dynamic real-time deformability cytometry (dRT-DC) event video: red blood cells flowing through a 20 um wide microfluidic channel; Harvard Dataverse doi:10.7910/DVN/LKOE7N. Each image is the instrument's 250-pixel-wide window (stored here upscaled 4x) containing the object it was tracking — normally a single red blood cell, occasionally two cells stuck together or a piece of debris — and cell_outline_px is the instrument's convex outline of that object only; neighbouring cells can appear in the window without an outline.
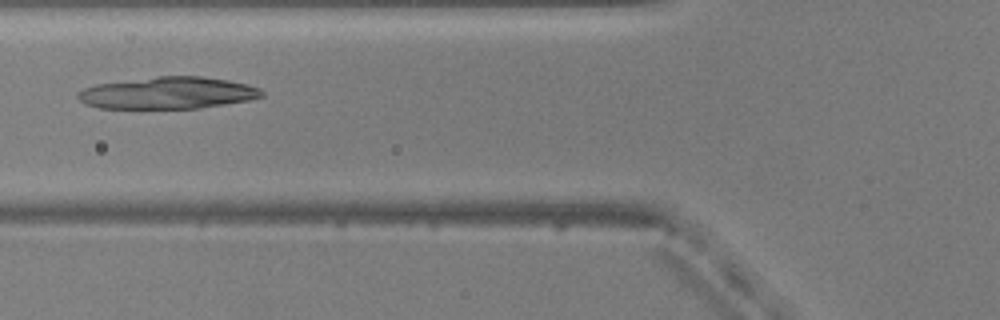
{"species": "common noctule bat (a hibernating species)", "species_latin": "Nyctalus noctula", "temperature_condition": "warm", "stored_images_in_passage": 15, "camera_frame_rate_fps": 3000, "um_per_image_px": 0.085, "animal": {"sex": "male", "body_mass_g": 20.5, "forearm_length_mm": 52.5}, "frame": {"image": 1, "passage_image": 6, "time_ms": 1.667, "image_size_px": [1000, 320], "cell_outline_px": [[264, 96], [248, 100], [200, 108], [100, 108], [84, 104], [76, 96], [76, 92], [84, 88], [96, 84], [156, 76], [200, 76], [228, 80], [248, 84], [260, 88], [264, 92]], "centroid_in_image_um": [14.25, 7.89], "position_along_channel_um": 111.5, "area_um2": 34.28}}
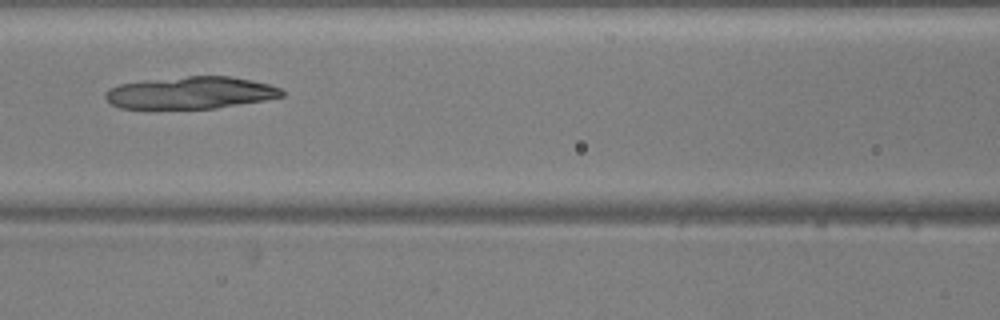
{"frame": {"image": 2, "passage_image": 9, "time_ms": 2.667, "image_size_px": [1000, 320], "cell_outline_px": [[284, 96], [264, 100], [216, 108], [120, 108], [112, 104], [104, 96], [104, 92], [108, 88], [120, 84], [144, 80], [188, 76], [232, 76], [252, 80], [268, 84], [280, 88], [284, 92]], "centroid_in_image_um": [16.19, 7.87], "position_along_channel_um": 150.4, "area_um2": 33.0}}